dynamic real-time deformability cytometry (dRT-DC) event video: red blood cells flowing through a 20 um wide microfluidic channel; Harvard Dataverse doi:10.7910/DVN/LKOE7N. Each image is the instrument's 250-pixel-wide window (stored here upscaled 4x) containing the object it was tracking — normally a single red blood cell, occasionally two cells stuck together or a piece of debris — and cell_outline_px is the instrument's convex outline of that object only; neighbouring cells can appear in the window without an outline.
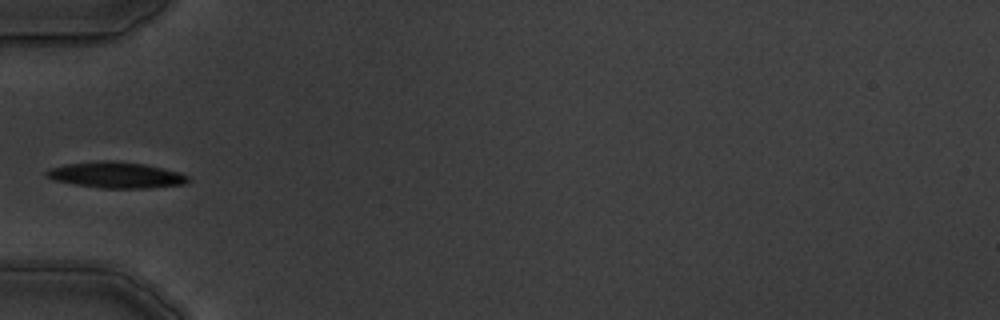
{"species": "common noctule bat (a hibernating species)", "species_latin": "Nyctalus noctula", "temperature_condition": "warm", "stored_images_in_passage": 4, "camera_frame_rate_fps": 3000, "um_per_image_px": 0.085, "animal": {"sex": "male", "body_mass_g": 19.5, "forearm_length_mm": 54.6}, "frame": {"image": 1, "passage_image": 4, "time_ms": 3.333, "image_size_px": [1000, 320], "cell_outline_px": [[192, 180], [184, 184], [148, 188], [100, 188], [52, 180], [44, 176], [44, 172], [48, 168], [64, 164], [100, 160], [112, 160], [144, 164], [176, 172], [188, 176]], "centroid_in_image_um": [9.79, 14.87], "position_along_channel_um": 75.2, "area_um2": 21.56}}